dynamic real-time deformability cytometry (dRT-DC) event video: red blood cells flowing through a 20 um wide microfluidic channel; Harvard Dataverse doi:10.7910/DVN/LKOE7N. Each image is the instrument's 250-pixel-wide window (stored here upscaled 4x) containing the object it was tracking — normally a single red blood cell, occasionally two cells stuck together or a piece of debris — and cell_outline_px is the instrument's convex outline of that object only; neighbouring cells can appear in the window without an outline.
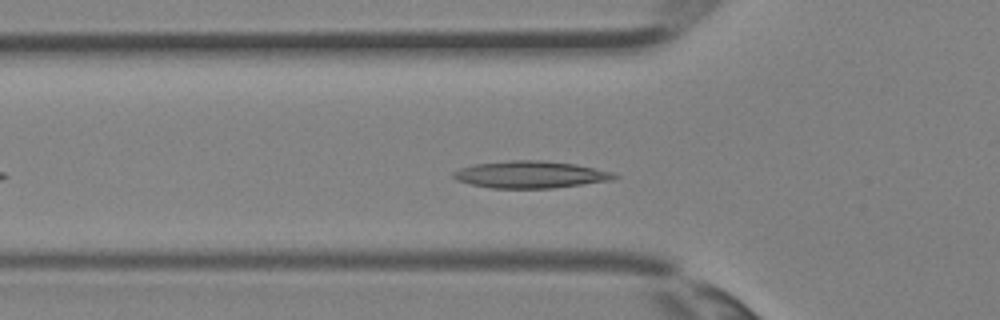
{"species": "Egyptian fruit bat (a non-hibernating species)", "species_latin": "Rousettus aegyptiacus", "temperature_condition": "room temperature", "stored_images_in_passage": 27, "camera_frame_rate_fps": 3000, "um_per_image_px": 0.085, "animal": {"sex": "female"}, "frame": {"image": 1, "passage_image": 6, "time_ms": 1.667, "image_size_px": [1000, 320], "cell_outline_px": [[620, 176], [612, 180], [552, 188], [492, 188], [472, 184], [456, 180], [452, 176], [452, 172], [460, 168], [476, 164], [508, 160], [540, 160], [576, 164], [612, 172]], "centroid_in_image_um": [45.08, 14.83], "position_along_channel_um": 80.7, "area_um2": 25.26}}
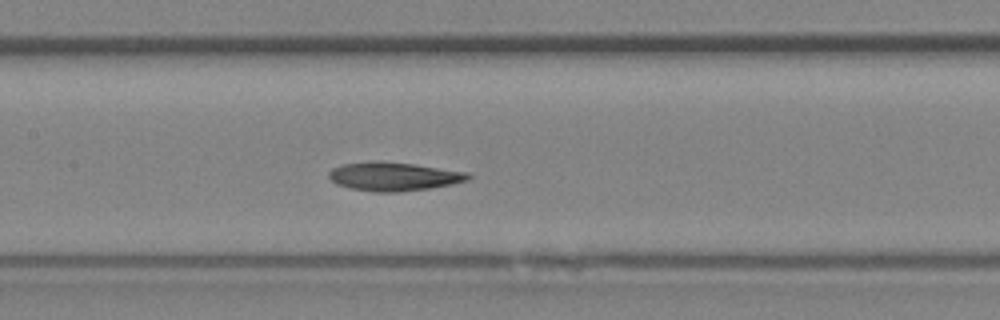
{"frame": {"image": 2, "passage_image": 11, "time_ms": 3.333, "image_size_px": [1000, 320], "cell_outline_px": [[472, 176], [468, 180], [452, 184], [428, 188], [400, 192], [372, 192], [348, 188], [336, 184], [328, 176], [328, 172], [332, 168], [340, 164], [372, 160], [412, 164], [468, 172]], "centroid_in_image_um": [33.41, 15.0], "position_along_channel_um": 174.0, "area_um2": 23.41}}
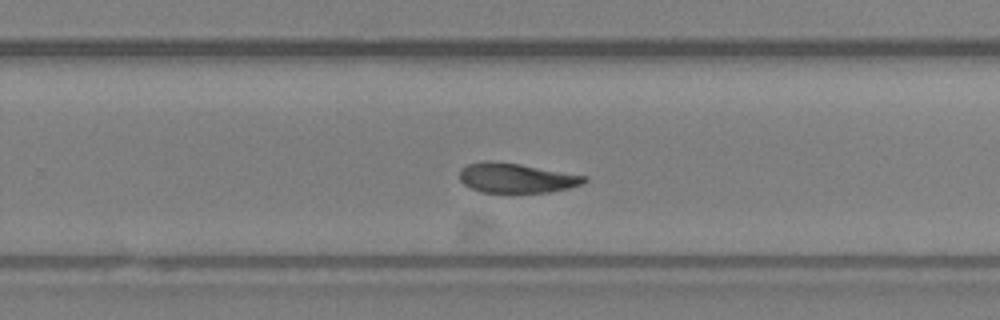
{"frame": {"image": 3, "passage_image": 17, "time_ms": 5.333, "image_size_px": [1000, 320], "cell_outline_px": [[588, 180], [584, 184], [568, 188], [548, 192], [480, 192], [464, 184], [460, 180], [460, 168], [468, 164], [484, 160], [492, 160], [520, 164], [588, 176]], "centroid_in_image_um": [43.89, 15.11], "position_along_channel_um": 285.9, "area_um2": 21.68}}